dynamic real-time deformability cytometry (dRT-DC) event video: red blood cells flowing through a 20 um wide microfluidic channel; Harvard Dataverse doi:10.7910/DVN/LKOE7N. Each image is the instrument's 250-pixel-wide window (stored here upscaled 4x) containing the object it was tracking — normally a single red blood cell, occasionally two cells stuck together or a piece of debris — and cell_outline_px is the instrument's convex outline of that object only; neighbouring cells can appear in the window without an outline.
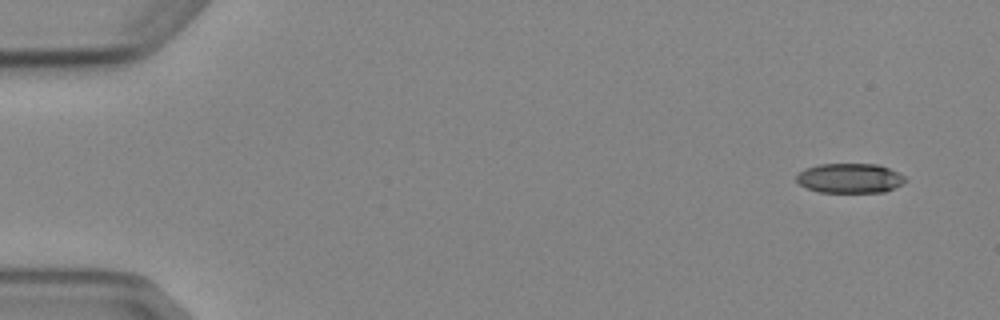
{"species": "Egyptian fruit bat (a non-hibernating species)", "species_latin": "Rousettus aegyptiacus", "temperature_condition": "cold", "stored_images_in_passage": 4, "camera_frame_rate_fps": 3000, "um_per_image_px": 0.085, "animal": {"sex": "female"}, "frame": {"image": 1, "passage_image": 1, "time_ms": 0.0, "image_size_px": [1000, 320], "cell_outline_px": [[908, 180], [904, 184], [884, 192], [820, 192], [808, 188], [800, 184], [796, 180], [796, 176], [804, 168], [820, 164], [876, 164], [888, 168], [904, 176]], "centroid_in_image_um": [72.25, 15.15], "position_along_channel_um": 12.8, "area_um2": 18.79}}
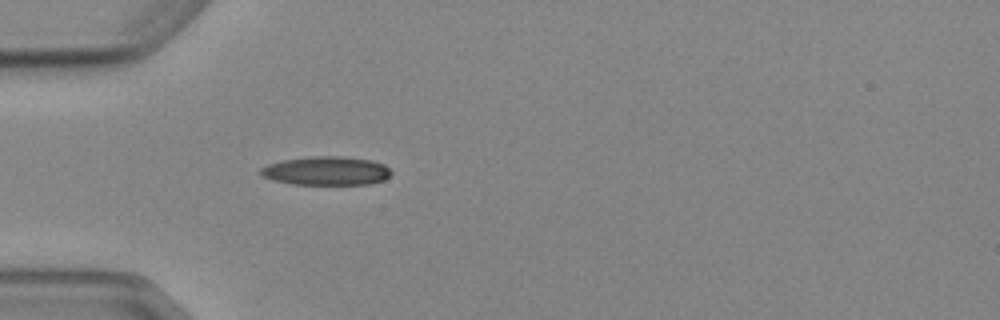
{"frame": {"image": 2, "passage_image": 4, "time_ms": 4.333, "image_size_px": [1000, 320], "cell_outline_px": [[392, 172], [384, 180], [368, 184], [292, 184], [276, 180], [264, 176], [260, 172], [260, 168], [268, 164], [284, 160], [312, 156], [344, 156], [372, 160], [384, 164]], "centroid_in_image_um": [27.77, 14.51], "position_along_channel_um": 57.2, "area_um2": 21.68}}